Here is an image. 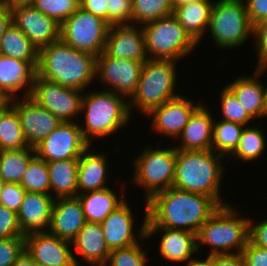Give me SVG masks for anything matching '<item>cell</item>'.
Instances as JSON below:
<instances>
[{
    "label": "cell",
    "mask_w": 267,
    "mask_h": 266,
    "mask_svg": "<svg viewBox=\"0 0 267 266\" xmlns=\"http://www.w3.org/2000/svg\"><path fill=\"white\" fill-rule=\"evenodd\" d=\"M252 25L267 20V0H244Z\"/></svg>",
    "instance_id": "48"
},
{
    "label": "cell",
    "mask_w": 267,
    "mask_h": 266,
    "mask_svg": "<svg viewBox=\"0 0 267 266\" xmlns=\"http://www.w3.org/2000/svg\"><path fill=\"white\" fill-rule=\"evenodd\" d=\"M29 3L59 24H62L80 7L79 0H30Z\"/></svg>",
    "instance_id": "40"
},
{
    "label": "cell",
    "mask_w": 267,
    "mask_h": 266,
    "mask_svg": "<svg viewBox=\"0 0 267 266\" xmlns=\"http://www.w3.org/2000/svg\"><path fill=\"white\" fill-rule=\"evenodd\" d=\"M25 250L36 264L44 266H76L72 244L49 232L24 236Z\"/></svg>",
    "instance_id": "19"
},
{
    "label": "cell",
    "mask_w": 267,
    "mask_h": 266,
    "mask_svg": "<svg viewBox=\"0 0 267 266\" xmlns=\"http://www.w3.org/2000/svg\"><path fill=\"white\" fill-rule=\"evenodd\" d=\"M143 68V62L124 58H111L104 51L96 57V79L128 100L135 93ZM108 86V88H107Z\"/></svg>",
    "instance_id": "12"
},
{
    "label": "cell",
    "mask_w": 267,
    "mask_h": 266,
    "mask_svg": "<svg viewBox=\"0 0 267 266\" xmlns=\"http://www.w3.org/2000/svg\"><path fill=\"white\" fill-rule=\"evenodd\" d=\"M20 185L28 192L50 194V180L47 163L35 156L30 161Z\"/></svg>",
    "instance_id": "37"
},
{
    "label": "cell",
    "mask_w": 267,
    "mask_h": 266,
    "mask_svg": "<svg viewBox=\"0 0 267 266\" xmlns=\"http://www.w3.org/2000/svg\"><path fill=\"white\" fill-rule=\"evenodd\" d=\"M37 75L64 87L88 91V85L96 79V56L59 39L39 50Z\"/></svg>",
    "instance_id": "2"
},
{
    "label": "cell",
    "mask_w": 267,
    "mask_h": 266,
    "mask_svg": "<svg viewBox=\"0 0 267 266\" xmlns=\"http://www.w3.org/2000/svg\"><path fill=\"white\" fill-rule=\"evenodd\" d=\"M71 244L76 266H83L84 263L89 266H104L111 252L100 223L86 222Z\"/></svg>",
    "instance_id": "22"
},
{
    "label": "cell",
    "mask_w": 267,
    "mask_h": 266,
    "mask_svg": "<svg viewBox=\"0 0 267 266\" xmlns=\"http://www.w3.org/2000/svg\"><path fill=\"white\" fill-rule=\"evenodd\" d=\"M264 87V118L267 117V85L263 83Z\"/></svg>",
    "instance_id": "55"
},
{
    "label": "cell",
    "mask_w": 267,
    "mask_h": 266,
    "mask_svg": "<svg viewBox=\"0 0 267 266\" xmlns=\"http://www.w3.org/2000/svg\"><path fill=\"white\" fill-rule=\"evenodd\" d=\"M104 52L111 58L147 61L144 34L141 25H111Z\"/></svg>",
    "instance_id": "20"
},
{
    "label": "cell",
    "mask_w": 267,
    "mask_h": 266,
    "mask_svg": "<svg viewBox=\"0 0 267 266\" xmlns=\"http://www.w3.org/2000/svg\"><path fill=\"white\" fill-rule=\"evenodd\" d=\"M205 103L201 104L191 115L176 140H180L174 147L179 150H211L214 118Z\"/></svg>",
    "instance_id": "25"
},
{
    "label": "cell",
    "mask_w": 267,
    "mask_h": 266,
    "mask_svg": "<svg viewBox=\"0 0 267 266\" xmlns=\"http://www.w3.org/2000/svg\"><path fill=\"white\" fill-rule=\"evenodd\" d=\"M113 189L110 186L106 189L77 195L82 204L86 222L101 224L112 211L126 200L125 192L119 196Z\"/></svg>",
    "instance_id": "28"
},
{
    "label": "cell",
    "mask_w": 267,
    "mask_h": 266,
    "mask_svg": "<svg viewBox=\"0 0 267 266\" xmlns=\"http://www.w3.org/2000/svg\"><path fill=\"white\" fill-rule=\"evenodd\" d=\"M30 147L25 140L16 110L6 102L0 108V151Z\"/></svg>",
    "instance_id": "32"
},
{
    "label": "cell",
    "mask_w": 267,
    "mask_h": 266,
    "mask_svg": "<svg viewBox=\"0 0 267 266\" xmlns=\"http://www.w3.org/2000/svg\"><path fill=\"white\" fill-rule=\"evenodd\" d=\"M80 114L85 116V121L79 122L82 136L90 146L95 140L107 139L124 130L132 119L128 99L104 89L84 92Z\"/></svg>",
    "instance_id": "4"
},
{
    "label": "cell",
    "mask_w": 267,
    "mask_h": 266,
    "mask_svg": "<svg viewBox=\"0 0 267 266\" xmlns=\"http://www.w3.org/2000/svg\"><path fill=\"white\" fill-rule=\"evenodd\" d=\"M213 198L171 187L147 201L146 227H162L198 233L200 227L220 208Z\"/></svg>",
    "instance_id": "1"
},
{
    "label": "cell",
    "mask_w": 267,
    "mask_h": 266,
    "mask_svg": "<svg viewBox=\"0 0 267 266\" xmlns=\"http://www.w3.org/2000/svg\"><path fill=\"white\" fill-rule=\"evenodd\" d=\"M196 1H201V0H172V5L175 8V7L182 6L184 4H188V3H192Z\"/></svg>",
    "instance_id": "54"
},
{
    "label": "cell",
    "mask_w": 267,
    "mask_h": 266,
    "mask_svg": "<svg viewBox=\"0 0 267 266\" xmlns=\"http://www.w3.org/2000/svg\"><path fill=\"white\" fill-rule=\"evenodd\" d=\"M217 1V2H216ZM214 0L207 33L219 49L239 48L252 38L251 24L244 0Z\"/></svg>",
    "instance_id": "8"
},
{
    "label": "cell",
    "mask_w": 267,
    "mask_h": 266,
    "mask_svg": "<svg viewBox=\"0 0 267 266\" xmlns=\"http://www.w3.org/2000/svg\"><path fill=\"white\" fill-rule=\"evenodd\" d=\"M35 156L33 147L0 151V176L5 183L20 184L30 161Z\"/></svg>",
    "instance_id": "33"
},
{
    "label": "cell",
    "mask_w": 267,
    "mask_h": 266,
    "mask_svg": "<svg viewBox=\"0 0 267 266\" xmlns=\"http://www.w3.org/2000/svg\"><path fill=\"white\" fill-rule=\"evenodd\" d=\"M142 30L150 59H169L179 64L198 46L173 14L142 25Z\"/></svg>",
    "instance_id": "9"
},
{
    "label": "cell",
    "mask_w": 267,
    "mask_h": 266,
    "mask_svg": "<svg viewBox=\"0 0 267 266\" xmlns=\"http://www.w3.org/2000/svg\"><path fill=\"white\" fill-rule=\"evenodd\" d=\"M266 137L261 126H245L241 134L236 150L227 158L229 162L232 158L239 159L242 163H247L255 159H260L266 152Z\"/></svg>",
    "instance_id": "34"
},
{
    "label": "cell",
    "mask_w": 267,
    "mask_h": 266,
    "mask_svg": "<svg viewBox=\"0 0 267 266\" xmlns=\"http://www.w3.org/2000/svg\"><path fill=\"white\" fill-rule=\"evenodd\" d=\"M148 249L141 242L125 247L111 250L108 260L104 266H147Z\"/></svg>",
    "instance_id": "38"
},
{
    "label": "cell",
    "mask_w": 267,
    "mask_h": 266,
    "mask_svg": "<svg viewBox=\"0 0 267 266\" xmlns=\"http://www.w3.org/2000/svg\"><path fill=\"white\" fill-rule=\"evenodd\" d=\"M7 102L16 110L25 140L30 147L34 148L62 123L30 96Z\"/></svg>",
    "instance_id": "16"
},
{
    "label": "cell",
    "mask_w": 267,
    "mask_h": 266,
    "mask_svg": "<svg viewBox=\"0 0 267 266\" xmlns=\"http://www.w3.org/2000/svg\"><path fill=\"white\" fill-rule=\"evenodd\" d=\"M227 158L211 150H179L177 149L175 177L173 186L176 189L207 195L215 199L221 206V193L224 173L227 172ZM224 165V166H223ZM225 171V172H224Z\"/></svg>",
    "instance_id": "3"
},
{
    "label": "cell",
    "mask_w": 267,
    "mask_h": 266,
    "mask_svg": "<svg viewBox=\"0 0 267 266\" xmlns=\"http://www.w3.org/2000/svg\"><path fill=\"white\" fill-rule=\"evenodd\" d=\"M249 241L255 246L267 249V218L255 222L250 217Z\"/></svg>",
    "instance_id": "47"
},
{
    "label": "cell",
    "mask_w": 267,
    "mask_h": 266,
    "mask_svg": "<svg viewBox=\"0 0 267 266\" xmlns=\"http://www.w3.org/2000/svg\"><path fill=\"white\" fill-rule=\"evenodd\" d=\"M126 199L119 207L101 223L104 239L110 250L125 248L146 240L147 201L144 203V219L138 225V232L134 230L136 214L132 212V206ZM135 215V216H134ZM142 240V241H141Z\"/></svg>",
    "instance_id": "14"
},
{
    "label": "cell",
    "mask_w": 267,
    "mask_h": 266,
    "mask_svg": "<svg viewBox=\"0 0 267 266\" xmlns=\"http://www.w3.org/2000/svg\"><path fill=\"white\" fill-rule=\"evenodd\" d=\"M12 266H36V263L27 251L24 250Z\"/></svg>",
    "instance_id": "53"
},
{
    "label": "cell",
    "mask_w": 267,
    "mask_h": 266,
    "mask_svg": "<svg viewBox=\"0 0 267 266\" xmlns=\"http://www.w3.org/2000/svg\"><path fill=\"white\" fill-rule=\"evenodd\" d=\"M177 61L169 59H148L138 81L137 89L129 101V111L141 112L146 116L152 109L181 94L177 91Z\"/></svg>",
    "instance_id": "6"
},
{
    "label": "cell",
    "mask_w": 267,
    "mask_h": 266,
    "mask_svg": "<svg viewBox=\"0 0 267 266\" xmlns=\"http://www.w3.org/2000/svg\"><path fill=\"white\" fill-rule=\"evenodd\" d=\"M54 201L50 194L25 192L17 212L18 224L24 236L49 231Z\"/></svg>",
    "instance_id": "23"
},
{
    "label": "cell",
    "mask_w": 267,
    "mask_h": 266,
    "mask_svg": "<svg viewBox=\"0 0 267 266\" xmlns=\"http://www.w3.org/2000/svg\"><path fill=\"white\" fill-rule=\"evenodd\" d=\"M11 24H12V12L10 5L4 2H0V41L3 34Z\"/></svg>",
    "instance_id": "51"
},
{
    "label": "cell",
    "mask_w": 267,
    "mask_h": 266,
    "mask_svg": "<svg viewBox=\"0 0 267 266\" xmlns=\"http://www.w3.org/2000/svg\"><path fill=\"white\" fill-rule=\"evenodd\" d=\"M25 192L18 183H5L0 195V204L17 213Z\"/></svg>",
    "instance_id": "45"
},
{
    "label": "cell",
    "mask_w": 267,
    "mask_h": 266,
    "mask_svg": "<svg viewBox=\"0 0 267 266\" xmlns=\"http://www.w3.org/2000/svg\"><path fill=\"white\" fill-rule=\"evenodd\" d=\"M202 103L200 100L195 102L183 96L182 93L177 98L152 109L143 117L152 118L150 129L153 133L166 136V139L170 138L176 142L191 115Z\"/></svg>",
    "instance_id": "17"
},
{
    "label": "cell",
    "mask_w": 267,
    "mask_h": 266,
    "mask_svg": "<svg viewBox=\"0 0 267 266\" xmlns=\"http://www.w3.org/2000/svg\"><path fill=\"white\" fill-rule=\"evenodd\" d=\"M241 254L245 266H267V249L255 246L250 241Z\"/></svg>",
    "instance_id": "46"
},
{
    "label": "cell",
    "mask_w": 267,
    "mask_h": 266,
    "mask_svg": "<svg viewBox=\"0 0 267 266\" xmlns=\"http://www.w3.org/2000/svg\"><path fill=\"white\" fill-rule=\"evenodd\" d=\"M82 204L78 197L55 199L49 233L72 242L85 225Z\"/></svg>",
    "instance_id": "24"
},
{
    "label": "cell",
    "mask_w": 267,
    "mask_h": 266,
    "mask_svg": "<svg viewBox=\"0 0 267 266\" xmlns=\"http://www.w3.org/2000/svg\"><path fill=\"white\" fill-rule=\"evenodd\" d=\"M132 2L130 0H108L107 22L110 25L131 24Z\"/></svg>",
    "instance_id": "42"
},
{
    "label": "cell",
    "mask_w": 267,
    "mask_h": 266,
    "mask_svg": "<svg viewBox=\"0 0 267 266\" xmlns=\"http://www.w3.org/2000/svg\"><path fill=\"white\" fill-rule=\"evenodd\" d=\"M213 3V0H201L174 8L173 15L197 44L207 33Z\"/></svg>",
    "instance_id": "30"
},
{
    "label": "cell",
    "mask_w": 267,
    "mask_h": 266,
    "mask_svg": "<svg viewBox=\"0 0 267 266\" xmlns=\"http://www.w3.org/2000/svg\"><path fill=\"white\" fill-rule=\"evenodd\" d=\"M172 0H133L131 24L144 25L172 15Z\"/></svg>",
    "instance_id": "36"
},
{
    "label": "cell",
    "mask_w": 267,
    "mask_h": 266,
    "mask_svg": "<svg viewBox=\"0 0 267 266\" xmlns=\"http://www.w3.org/2000/svg\"><path fill=\"white\" fill-rule=\"evenodd\" d=\"M252 38L258 59L255 69L267 68V20L253 25Z\"/></svg>",
    "instance_id": "43"
},
{
    "label": "cell",
    "mask_w": 267,
    "mask_h": 266,
    "mask_svg": "<svg viewBox=\"0 0 267 266\" xmlns=\"http://www.w3.org/2000/svg\"><path fill=\"white\" fill-rule=\"evenodd\" d=\"M235 208L231 204L220 206L200 227L197 233L198 251L204 245L208 246L209 255L242 253L249 241L250 217L241 216L239 209Z\"/></svg>",
    "instance_id": "5"
},
{
    "label": "cell",
    "mask_w": 267,
    "mask_h": 266,
    "mask_svg": "<svg viewBox=\"0 0 267 266\" xmlns=\"http://www.w3.org/2000/svg\"><path fill=\"white\" fill-rule=\"evenodd\" d=\"M83 94L84 91L64 87L36 75L30 97L60 121L78 122Z\"/></svg>",
    "instance_id": "11"
},
{
    "label": "cell",
    "mask_w": 267,
    "mask_h": 266,
    "mask_svg": "<svg viewBox=\"0 0 267 266\" xmlns=\"http://www.w3.org/2000/svg\"><path fill=\"white\" fill-rule=\"evenodd\" d=\"M7 101H5L1 96H0V108L6 103Z\"/></svg>",
    "instance_id": "58"
},
{
    "label": "cell",
    "mask_w": 267,
    "mask_h": 266,
    "mask_svg": "<svg viewBox=\"0 0 267 266\" xmlns=\"http://www.w3.org/2000/svg\"><path fill=\"white\" fill-rule=\"evenodd\" d=\"M4 184H5V181H4V180L2 179V177L0 176V195H1V193H2V188H3Z\"/></svg>",
    "instance_id": "57"
},
{
    "label": "cell",
    "mask_w": 267,
    "mask_h": 266,
    "mask_svg": "<svg viewBox=\"0 0 267 266\" xmlns=\"http://www.w3.org/2000/svg\"><path fill=\"white\" fill-rule=\"evenodd\" d=\"M244 127L241 124L222 119L214 120L212 150L228 158L236 150Z\"/></svg>",
    "instance_id": "35"
},
{
    "label": "cell",
    "mask_w": 267,
    "mask_h": 266,
    "mask_svg": "<svg viewBox=\"0 0 267 266\" xmlns=\"http://www.w3.org/2000/svg\"><path fill=\"white\" fill-rule=\"evenodd\" d=\"M30 0H0V2H4L6 4H13V3H17V2H29Z\"/></svg>",
    "instance_id": "56"
},
{
    "label": "cell",
    "mask_w": 267,
    "mask_h": 266,
    "mask_svg": "<svg viewBox=\"0 0 267 266\" xmlns=\"http://www.w3.org/2000/svg\"><path fill=\"white\" fill-rule=\"evenodd\" d=\"M110 24L79 7L60 27V39L76 50L98 57L105 49Z\"/></svg>",
    "instance_id": "10"
},
{
    "label": "cell",
    "mask_w": 267,
    "mask_h": 266,
    "mask_svg": "<svg viewBox=\"0 0 267 266\" xmlns=\"http://www.w3.org/2000/svg\"><path fill=\"white\" fill-rule=\"evenodd\" d=\"M220 90L219 106H221L222 120L238 123L243 126L251 125V122L255 120L245 111L234 94L225 85Z\"/></svg>",
    "instance_id": "39"
},
{
    "label": "cell",
    "mask_w": 267,
    "mask_h": 266,
    "mask_svg": "<svg viewBox=\"0 0 267 266\" xmlns=\"http://www.w3.org/2000/svg\"><path fill=\"white\" fill-rule=\"evenodd\" d=\"M24 250V237L0 239V266H12Z\"/></svg>",
    "instance_id": "41"
},
{
    "label": "cell",
    "mask_w": 267,
    "mask_h": 266,
    "mask_svg": "<svg viewBox=\"0 0 267 266\" xmlns=\"http://www.w3.org/2000/svg\"><path fill=\"white\" fill-rule=\"evenodd\" d=\"M161 232L159 240V256L170 263L183 265L198 253L197 234L186 230L162 227H146L147 239Z\"/></svg>",
    "instance_id": "21"
},
{
    "label": "cell",
    "mask_w": 267,
    "mask_h": 266,
    "mask_svg": "<svg viewBox=\"0 0 267 266\" xmlns=\"http://www.w3.org/2000/svg\"><path fill=\"white\" fill-rule=\"evenodd\" d=\"M37 67L38 62L23 61L0 54V96L5 101L30 96Z\"/></svg>",
    "instance_id": "18"
},
{
    "label": "cell",
    "mask_w": 267,
    "mask_h": 266,
    "mask_svg": "<svg viewBox=\"0 0 267 266\" xmlns=\"http://www.w3.org/2000/svg\"><path fill=\"white\" fill-rule=\"evenodd\" d=\"M12 23H14L40 50L60 39V27L55 19L41 13L29 2H17L10 5Z\"/></svg>",
    "instance_id": "15"
},
{
    "label": "cell",
    "mask_w": 267,
    "mask_h": 266,
    "mask_svg": "<svg viewBox=\"0 0 267 266\" xmlns=\"http://www.w3.org/2000/svg\"><path fill=\"white\" fill-rule=\"evenodd\" d=\"M213 266H245L241 253L213 255Z\"/></svg>",
    "instance_id": "50"
},
{
    "label": "cell",
    "mask_w": 267,
    "mask_h": 266,
    "mask_svg": "<svg viewBox=\"0 0 267 266\" xmlns=\"http://www.w3.org/2000/svg\"><path fill=\"white\" fill-rule=\"evenodd\" d=\"M80 7L107 21L108 0H80Z\"/></svg>",
    "instance_id": "49"
},
{
    "label": "cell",
    "mask_w": 267,
    "mask_h": 266,
    "mask_svg": "<svg viewBox=\"0 0 267 266\" xmlns=\"http://www.w3.org/2000/svg\"><path fill=\"white\" fill-rule=\"evenodd\" d=\"M24 237L17 213L0 204V239Z\"/></svg>",
    "instance_id": "44"
},
{
    "label": "cell",
    "mask_w": 267,
    "mask_h": 266,
    "mask_svg": "<svg viewBox=\"0 0 267 266\" xmlns=\"http://www.w3.org/2000/svg\"><path fill=\"white\" fill-rule=\"evenodd\" d=\"M79 159L47 162L50 195L54 199L77 197Z\"/></svg>",
    "instance_id": "29"
},
{
    "label": "cell",
    "mask_w": 267,
    "mask_h": 266,
    "mask_svg": "<svg viewBox=\"0 0 267 266\" xmlns=\"http://www.w3.org/2000/svg\"><path fill=\"white\" fill-rule=\"evenodd\" d=\"M0 54L28 62H38L39 59V50L14 23L1 38Z\"/></svg>",
    "instance_id": "31"
},
{
    "label": "cell",
    "mask_w": 267,
    "mask_h": 266,
    "mask_svg": "<svg viewBox=\"0 0 267 266\" xmlns=\"http://www.w3.org/2000/svg\"><path fill=\"white\" fill-rule=\"evenodd\" d=\"M265 72L267 73V68L256 69L250 76H238L226 85L255 121L264 118V87L259 78Z\"/></svg>",
    "instance_id": "27"
},
{
    "label": "cell",
    "mask_w": 267,
    "mask_h": 266,
    "mask_svg": "<svg viewBox=\"0 0 267 266\" xmlns=\"http://www.w3.org/2000/svg\"><path fill=\"white\" fill-rule=\"evenodd\" d=\"M177 149L170 147L146 146L132 162L133 174L131 183L142 188L145 200L154 194L173 186L175 177Z\"/></svg>",
    "instance_id": "7"
},
{
    "label": "cell",
    "mask_w": 267,
    "mask_h": 266,
    "mask_svg": "<svg viewBox=\"0 0 267 266\" xmlns=\"http://www.w3.org/2000/svg\"><path fill=\"white\" fill-rule=\"evenodd\" d=\"M89 146L79 157L78 164V195L106 189L110 176L107 151L99 153Z\"/></svg>",
    "instance_id": "26"
},
{
    "label": "cell",
    "mask_w": 267,
    "mask_h": 266,
    "mask_svg": "<svg viewBox=\"0 0 267 266\" xmlns=\"http://www.w3.org/2000/svg\"><path fill=\"white\" fill-rule=\"evenodd\" d=\"M195 257L188 260L184 266H213V255H207L205 259Z\"/></svg>",
    "instance_id": "52"
},
{
    "label": "cell",
    "mask_w": 267,
    "mask_h": 266,
    "mask_svg": "<svg viewBox=\"0 0 267 266\" xmlns=\"http://www.w3.org/2000/svg\"><path fill=\"white\" fill-rule=\"evenodd\" d=\"M89 146L82 136L79 122H62L34 149L36 156L47 163L79 159Z\"/></svg>",
    "instance_id": "13"
}]
</instances>
